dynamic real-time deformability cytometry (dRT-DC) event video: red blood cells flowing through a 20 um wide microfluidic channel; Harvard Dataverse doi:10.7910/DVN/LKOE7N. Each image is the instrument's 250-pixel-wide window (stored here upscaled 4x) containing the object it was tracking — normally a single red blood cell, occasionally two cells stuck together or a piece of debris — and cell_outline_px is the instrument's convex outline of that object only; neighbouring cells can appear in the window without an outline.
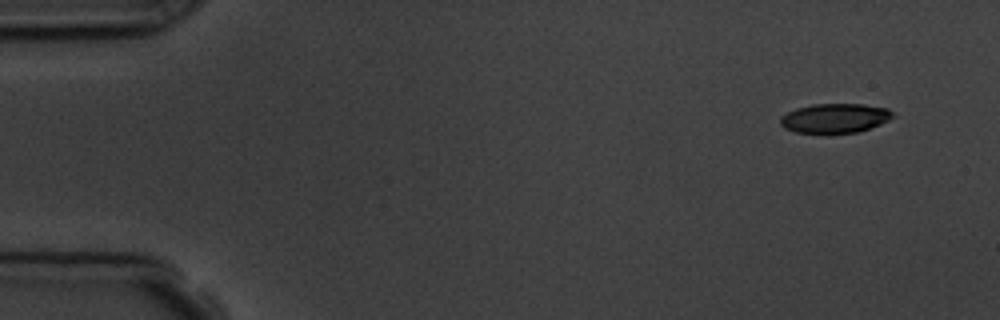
{"species": "common noctule bat (a hibernating species)", "species_latin": "Nyctalus noctula", "temperature_condition": "room temperature", "stored_images_in_passage": 4, "camera_frame_rate_fps": 3000, "um_per_image_px": 0.085, "animal": {"sex": "male", "body_mass_g": 19.5, "forearm_length_mm": 54.6}, "frame": {"image": 1, "passage_image": 1, "time_ms": 0.0, "image_size_px": [1000, 320], "cell_outline_px": [[896, 116], [880, 124], [856, 132], [828, 136], [796, 132], [784, 128], [780, 124], [780, 116], [796, 108], [812, 104], [864, 104], [888, 108]], "centroid_in_image_um": [70.93, 10.08], "position_along_channel_um": 14.1, "area_um2": 19.94}}
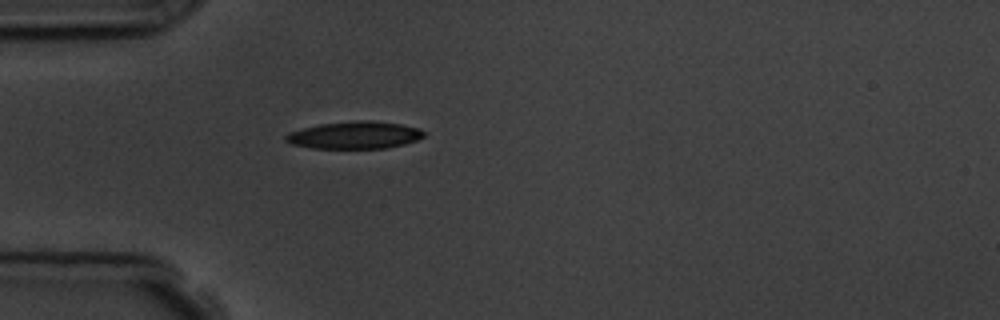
{"frame": {"image": 2, "passage_image": 4, "time_ms": 4.0, "image_size_px": [1000, 320], "cell_outline_px": [[424, 136], [416, 140], [404, 144], [388, 148], [312, 148], [292, 144], [284, 140], [284, 136], [288, 132], [320, 124], [356, 120], [372, 120], [400, 124], [420, 128], [424, 132]], "centroid_in_image_um": [30.14, 11.48], "position_along_channel_um": 54.9, "area_um2": 22.02}}